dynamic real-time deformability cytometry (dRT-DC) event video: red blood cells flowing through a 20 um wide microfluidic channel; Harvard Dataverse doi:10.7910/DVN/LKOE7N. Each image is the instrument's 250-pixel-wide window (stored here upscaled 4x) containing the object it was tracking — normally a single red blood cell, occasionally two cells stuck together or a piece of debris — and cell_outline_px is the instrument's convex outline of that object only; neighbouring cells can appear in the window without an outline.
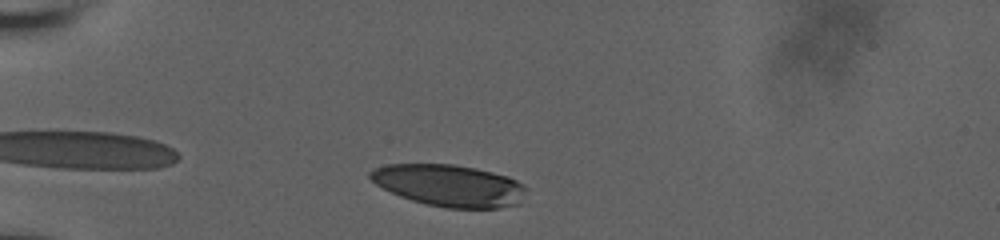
{"species": "human", "species_latin": "Homo sapiens", "temperature_condition": "room temperature", "stored_images_in_passage": 35, "camera_frame_rate_fps": 3000, "um_per_image_px": 0.085, "donor": {"sex": "male"}, "frame": {"image": 1, "passage_image": 3, "time_ms": 0.667, "image_size_px": [1000, 240], "cell_outline_px": [[524, 188], [520, 204], [500, 208], [444, 208], [412, 200], [400, 196], [376, 184], [368, 176], [368, 172], [372, 168], [388, 164], [452, 164], [476, 168], [508, 176], [516, 180]], "centroid_in_image_um": [38.15, 15.76], "position_along_channel_um": 46.8, "area_um2": 37.86}}
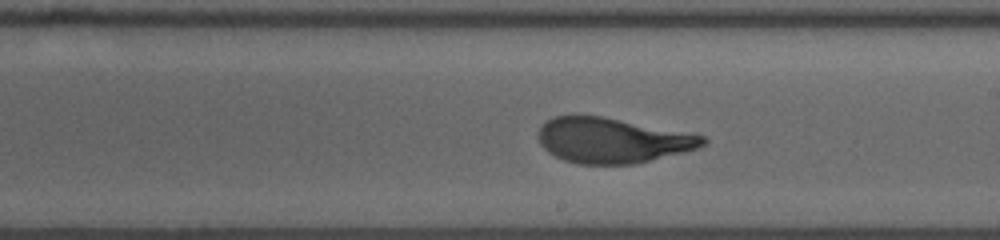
{"frame": {"image": 2, "passage_image": 21, "time_ms": 6.667, "image_size_px": [1000, 240], "cell_outline_px": [[708, 140], [704, 144], [696, 148], [684, 152], [636, 164], [580, 164], [564, 160], [548, 152], [540, 144], [540, 124], [556, 116], [600, 116], [704, 136]], "centroid_in_image_um": [52.02, 11.95], "position_along_channel_um": 237.0, "area_um2": 42.6}}
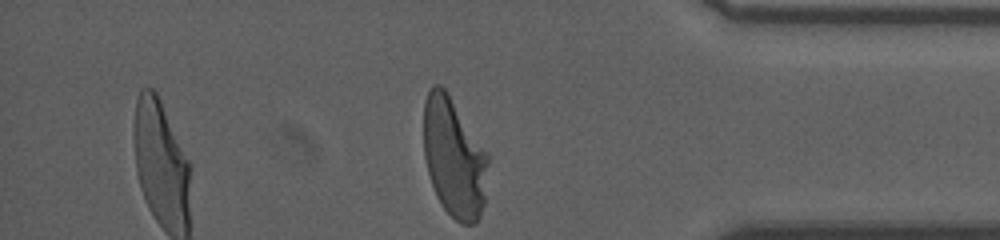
{"frame": {"image": 3, "passage_image": 35, "time_ms": 11.333, "image_size_px": [1000, 240], "cell_outline_px": [[488, 164], [484, 204], [480, 216], [476, 224], [460, 224], [444, 208], [436, 196], [428, 172], [424, 156], [424, 100], [432, 84], [440, 84], [448, 92], [488, 152]], "centroid_in_image_um": [38.6, 13.38], "position_along_channel_um": 396.6, "area_um2": 45.14}, "authors_computed_cell_mechanics": {"area_um2": 43.6968, "velocity_mm_per_s": 3.8094, "shape_relaxation_time_tau1_ms": 4.2976, "shape_relaxation_time_tau2_ms": 0.7353, "deformation_change_tau1": 0.2017, "deformation_change_tau2": 0.0807}}